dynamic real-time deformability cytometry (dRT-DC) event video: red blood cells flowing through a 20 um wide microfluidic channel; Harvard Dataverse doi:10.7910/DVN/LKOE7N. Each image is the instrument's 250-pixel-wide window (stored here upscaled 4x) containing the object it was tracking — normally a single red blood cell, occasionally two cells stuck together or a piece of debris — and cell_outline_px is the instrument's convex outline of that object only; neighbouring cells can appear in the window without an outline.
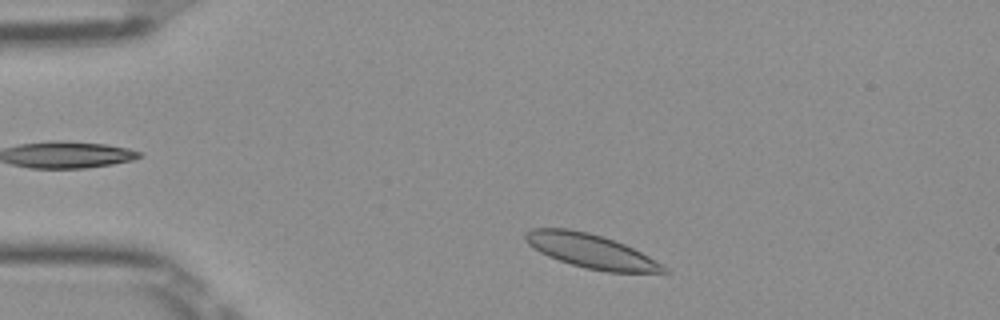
{"species": "Egyptian fruit bat (a non-hibernating species)", "species_latin": "Rousettus aegyptiacus", "temperature_condition": "room temperature", "stored_images_in_passage": 44, "camera_frame_rate_fps": 3000, "um_per_image_px": 0.085, "frame": {"image": 1, "passage_image": 3, "time_ms": 0.667, "image_size_px": [1000, 320], "cell_outline_px": [[672, 272], [608, 272], [584, 268], [548, 256], [540, 252], [528, 244], [524, 240], [524, 232], [532, 228], [568, 228], [588, 232], [624, 244], [664, 264]], "centroid_in_image_um": [50.22, 21.34], "position_along_channel_um": 34.8, "area_um2": 27.28}}
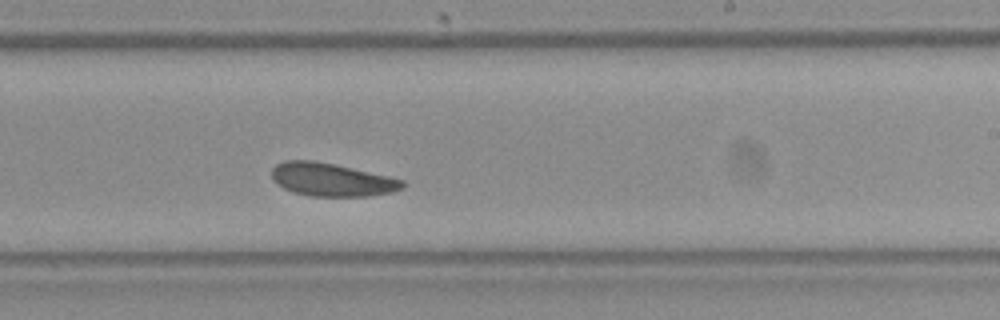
{"frame": {"image": 2, "passage_image": 24, "time_ms": 7.667, "image_size_px": [1000, 320], "cell_outline_px": [[404, 188], [392, 192], [368, 196], [308, 196], [292, 192], [276, 184], [272, 180], [272, 168], [276, 164], [284, 160], [312, 160], [332, 164], [388, 176], [404, 180]], "centroid_in_image_um": [28.15, 15.28], "position_along_channel_um": 260.9, "area_um2": 25.2}}
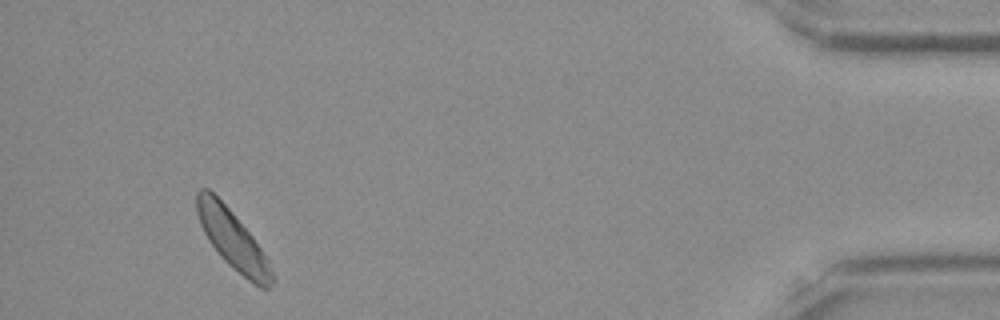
{"frame": {"image": 3, "passage_image": 41, "time_ms": 13.333, "image_size_px": [1000, 320], "cell_outline_px": [[272, 284], [268, 288], [260, 288], [248, 280], [228, 264], [220, 256], [208, 240], [200, 224], [196, 212], [196, 192], [200, 188], [208, 188], [232, 212], [252, 236], [268, 260], [272, 272]], "centroid_in_image_um": [19.74, 20.35], "position_along_channel_um": 415.5, "area_um2": 25.32}, "authors_computed_cell_mechanics": {"area_um2": 25.6343, "velocity_mm_per_s": 3.8992, "shape_relaxation_time_tau1_ms": 2.7629, "shape_relaxation_time_tau2_ms": 3.7555, "deformation_change_tau1": 0.0837, "deformation_change_tau2": 0.0946}}